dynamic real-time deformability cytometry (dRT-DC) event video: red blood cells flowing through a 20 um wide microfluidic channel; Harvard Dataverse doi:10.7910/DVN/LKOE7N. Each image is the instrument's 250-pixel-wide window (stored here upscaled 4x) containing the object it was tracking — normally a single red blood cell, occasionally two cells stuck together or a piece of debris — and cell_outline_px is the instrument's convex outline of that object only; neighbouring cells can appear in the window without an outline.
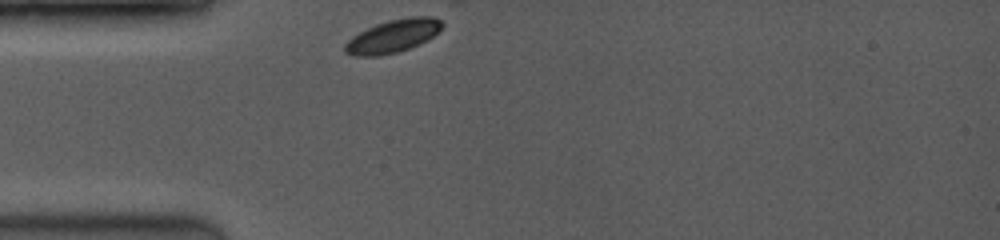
{"species": "common noctule bat (a hibernating species)", "species_latin": "Nyctalus noctula", "temperature_condition": "room temperature", "stored_images_in_passage": 38, "camera_frame_rate_fps": 3500, "um_per_image_px": 0.085, "animal": {"sex": "female", "body_mass_g": 19.0, "forearm_length_mm": 53.3}, "frame": {"image": 1, "passage_image": 1, "time_ms": 0.0, "image_size_px": [1000, 240], "cell_outline_px": [[444, 24], [432, 36], [408, 48], [396, 52], [380, 56], [352, 56], [344, 52], [344, 44], [352, 36], [376, 24], [388, 20], [412, 16], [432, 16], [440, 20]], "centroid_in_image_um": [33.34, 3.06], "position_along_channel_um": 51.7, "area_um2": 18.38}}
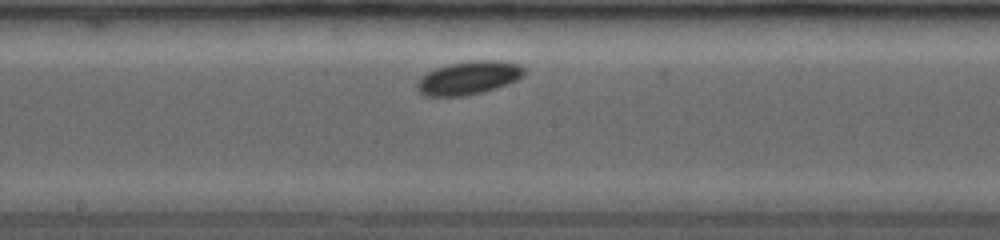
{"frame": {"image": 2, "passage_image": 17, "time_ms": 4.286, "image_size_px": [1000, 240], "cell_outline_px": [[524, 76], [508, 84], [496, 88], [464, 96], [424, 96], [416, 88], [416, 84], [420, 76], [436, 68], [448, 64], [468, 60], [500, 60], [520, 64], [524, 68]], "centroid_in_image_um": [39.83, 6.6], "position_along_channel_um": 208.4, "area_um2": 20.98}}
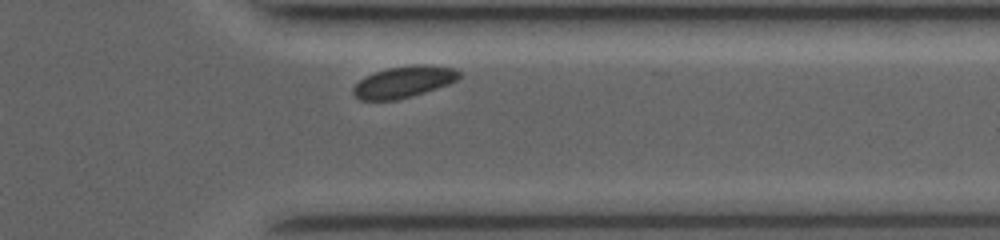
{"frame": {"image": 3, "passage_image": 32, "time_ms": 8.571, "image_size_px": [1000, 240], "cell_outline_px": [[460, 76], [456, 80], [448, 84], [412, 96], [396, 100], [360, 100], [352, 92], [352, 88], [364, 76], [388, 68], [412, 64], [432, 64], [456, 68], [460, 72]], "centroid_in_image_um": [34.33, 6.94], "position_along_channel_um": 377.1, "area_um2": 19.54}, "authors_computed_cell_mechanics": {"area_um2": 19.8254, "velocity_mm_per_s": 3.9008, "shape_relaxation_time_tau1_ms": 1.6609, "shape_relaxation_time_tau2_ms": null, "deformation_change_tau1": 0.0749, "deformation_change_tau2": null}}